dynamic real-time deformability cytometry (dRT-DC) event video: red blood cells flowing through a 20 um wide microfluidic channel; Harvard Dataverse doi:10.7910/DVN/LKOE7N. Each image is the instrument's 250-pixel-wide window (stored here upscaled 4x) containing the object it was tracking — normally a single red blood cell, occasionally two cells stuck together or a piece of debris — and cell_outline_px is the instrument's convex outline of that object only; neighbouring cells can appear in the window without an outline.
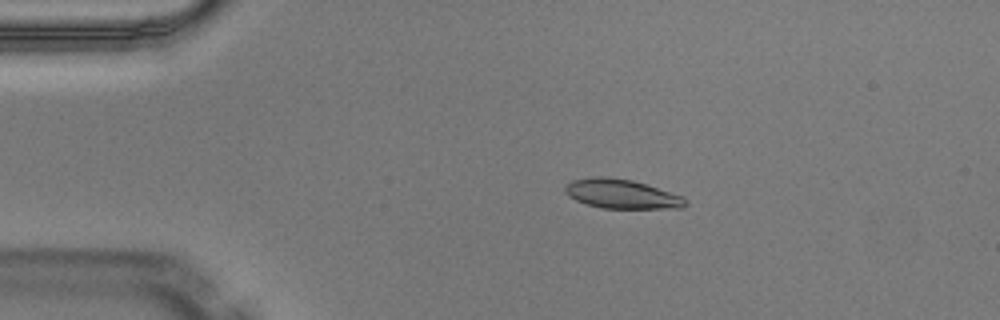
{"species": "Egyptian fruit bat (a non-hibernating species)", "species_latin": "Rousettus aegyptiacus", "temperature_condition": "warm", "stored_images_in_passage": 4, "camera_frame_rate_fps": 3000, "um_per_image_px": 0.085, "animal": {"sex": "male"}, "frame": {"image": 1, "passage_image": 3, "time_ms": 0.667, "image_size_px": [1000, 320], "cell_outline_px": [[688, 204], [680, 208], [604, 208], [588, 204], [576, 200], [568, 196], [564, 192], [564, 188], [572, 180], [592, 176], [604, 176], [632, 180], [684, 196]], "centroid_in_image_um": [52.84, 16.48], "position_along_channel_um": 32.2, "area_um2": 20.46}}